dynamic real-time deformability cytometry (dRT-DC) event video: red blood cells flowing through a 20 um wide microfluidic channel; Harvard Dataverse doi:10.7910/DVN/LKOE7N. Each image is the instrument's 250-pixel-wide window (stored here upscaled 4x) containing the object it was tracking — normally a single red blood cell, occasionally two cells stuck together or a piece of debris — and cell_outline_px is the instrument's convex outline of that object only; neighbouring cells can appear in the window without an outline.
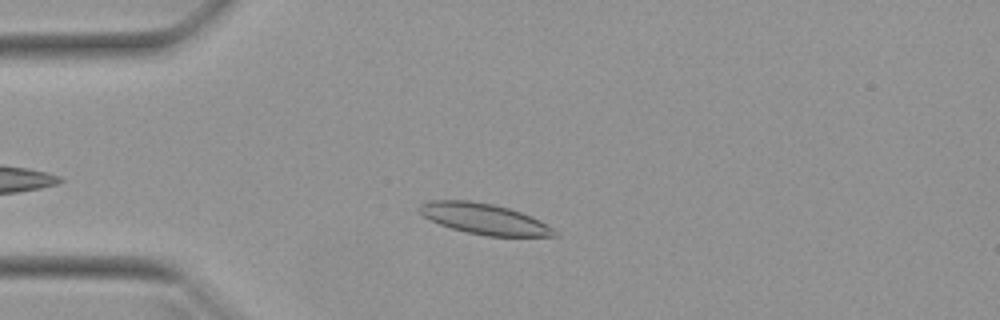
{"species": "Egyptian fruit bat (a non-hibernating species)", "species_latin": "Rousettus aegyptiacus", "temperature_condition": "warm", "stored_images_in_passage": 43, "camera_frame_rate_fps": 3000, "um_per_image_px": 0.085, "animal": {"sex": "female"}, "frame": {"image": 1, "passage_image": 8, "time_ms": 2.333, "image_size_px": [1000, 320], "cell_outline_px": [[560, 236], [488, 236], [468, 232], [452, 228], [440, 224], [424, 216], [416, 208], [420, 204], [432, 200], [468, 200], [492, 204], [508, 208], [520, 212], [552, 228]], "centroid_in_image_um": [41.1, 18.6], "position_along_channel_um": 43.9, "area_um2": 23.64}}
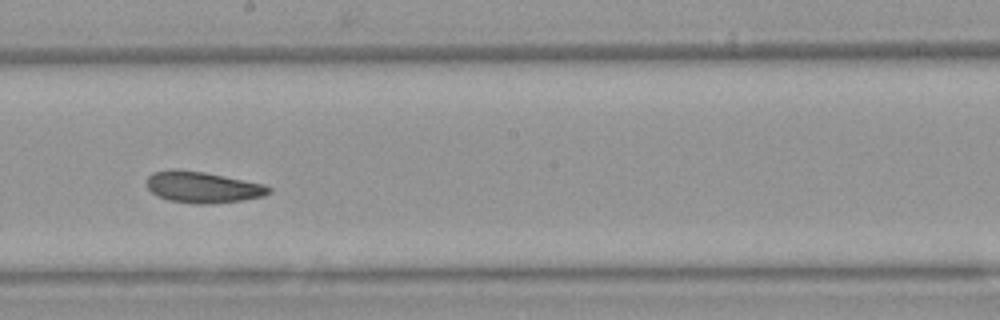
{"frame": {"image": 2, "passage_image": 24, "time_ms": 7.667, "image_size_px": [1000, 320], "cell_outline_px": [[272, 192], [264, 196], [244, 200], [208, 204], [196, 204], [168, 200], [156, 196], [148, 188], [148, 176], [152, 172], [168, 168], [180, 168], [204, 172], [264, 184], [272, 188]], "centroid_in_image_um": [17.22, 15.9], "position_along_channel_um": 231.0, "area_um2": 22.54}}
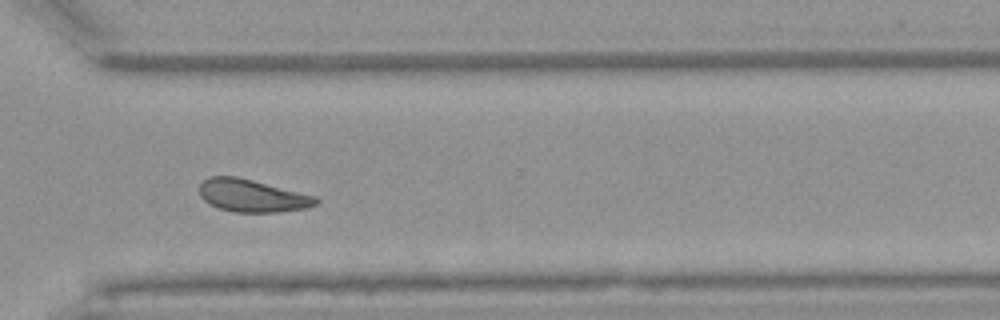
{"frame": {"image": 3, "passage_image": 33, "time_ms": 10.667, "image_size_px": [1000, 320], "cell_outline_px": [[320, 200], [316, 204], [308, 208], [280, 212], [236, 212], [220, 208], [208, 204], [200, 196], [200, 184], [208, 176], [236, 176], [316, 196]], "centroid_in_image_um": [21.44, 16.64], "position_along_channel_um": 349.2, "area_um2": 22.08}, "authors_computed_cell_mechanics": {"area_um2": 23.0622, "velocity_mm_per_s": 3.9285, "shape_relaxation_time_tau1_ms": 6.5776, "shape_relaxation_time_tau2_ms": 5.5843, "deformation_change_tau1": 0.1355, "deformation_change_tau2": 0.1094}}